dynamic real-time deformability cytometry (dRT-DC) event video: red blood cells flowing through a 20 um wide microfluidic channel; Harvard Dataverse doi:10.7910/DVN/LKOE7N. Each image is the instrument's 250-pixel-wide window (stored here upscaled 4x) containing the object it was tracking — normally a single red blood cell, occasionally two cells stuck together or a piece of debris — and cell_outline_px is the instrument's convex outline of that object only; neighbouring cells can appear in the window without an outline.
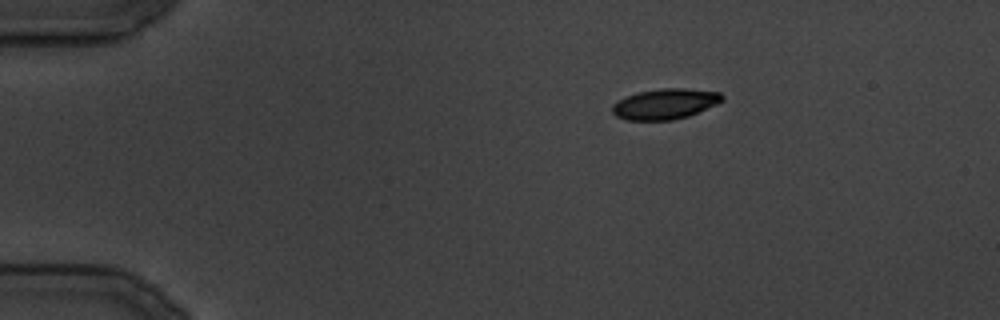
{"species": "common noctule bat (a hibernating species)", "species_latin": "Nyctalus noctula", "temperature_condition": "cold", "stored_images_in_passage": 10, "camera_frame_rate_fps": 3000, "um_per_image_px": 0.085, "animal": {"sex": "male", "body_mass_g": 19.5, "forearm_length_mm": 54.6}, "frame": {"image": 1, "passage_image": 1, "time_ms": 0.0, "image_size_px": [1000, 320], "cell_outline_px": [[724, 100], [716, 104], [688, 116], [672, 120], [628, 120], [616, 116], [612, 112], [612, 104], [616, 100], [636, 92], [660, 88], [684, 88], [720, 92], [724, 96]], "centroid_in_image_um": [56.5, 8.82], "position_along_channel_um": 28.5, "area_um2": 19.65}}
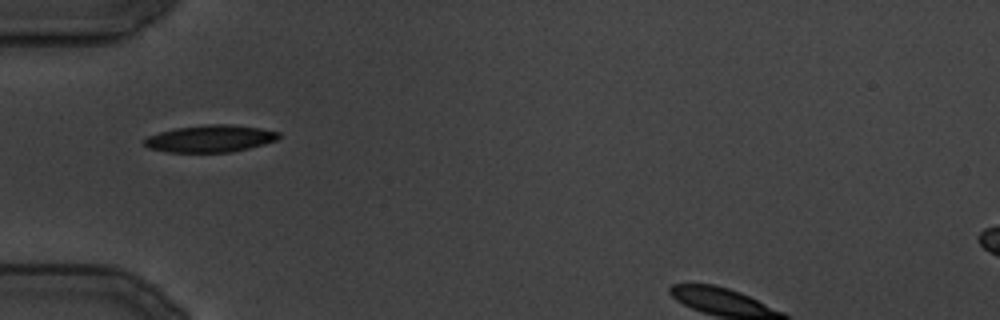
{"frame": {"image": 2, "passage_image": 6, "time_ms": 6.667, "image_size_px": [1000, 320], "cell_outline_px": [[280, 136], [276, 140], [264, 144], [232, 152], [168, 152], [148, 148], [144, 144], [144, 140], [148, 136], [160, 132], [176, 128], [204, 124], [232, 124], [260, 128], [280, 132]], "centroid_in_image_um": [17.88, 11.77], "position_along_channel_um": 67.1, "area_um2": 21.21}}
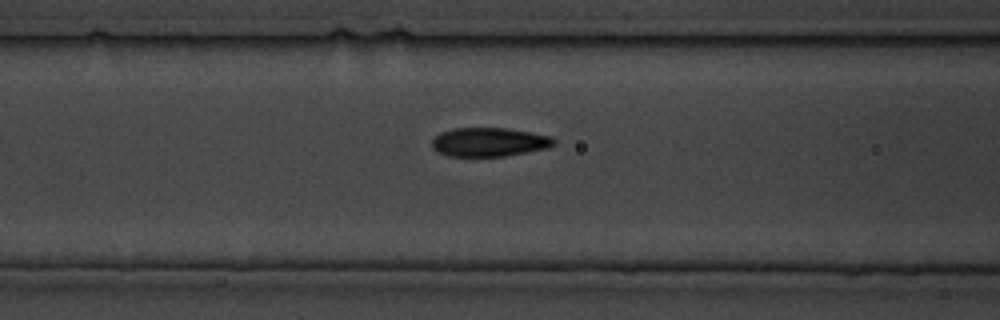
{"frame": {"image": 3, "passage_image": 9, "time_ms": 10.333, "image_size_px": [1000, 320], "cell_outline_px": [[556, 144], [548, 148], [504, 156], [448, 156], [432, 148], [432, 140], [440, 132], [456, 128], [508, 128], [552, 136], [556, 140]], "centroid_in_image_um": [41.61, 12.07], "position_along_channel_um": 125.0, "area_um2": 20.52}}